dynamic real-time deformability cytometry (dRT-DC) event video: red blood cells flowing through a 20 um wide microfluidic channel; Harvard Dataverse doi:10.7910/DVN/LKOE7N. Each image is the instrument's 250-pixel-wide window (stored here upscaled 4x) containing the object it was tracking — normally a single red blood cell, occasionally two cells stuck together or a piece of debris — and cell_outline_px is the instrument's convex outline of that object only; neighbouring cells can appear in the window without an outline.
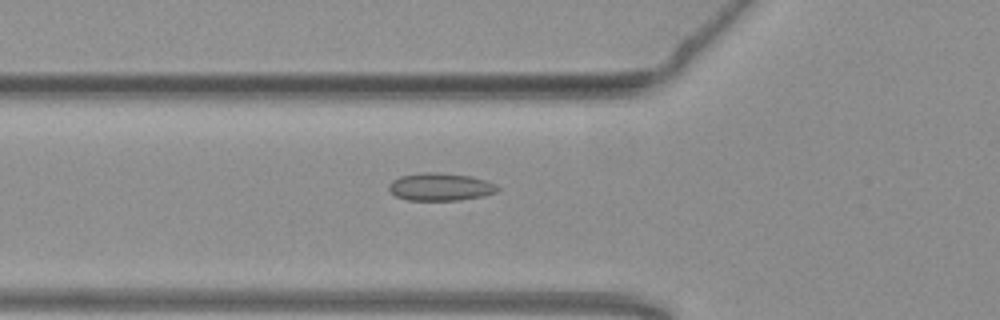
{"species": "common noctule bat (a hibernating species)", "species_latin": "Nyctalus noctula", "temperature_condition": "warm", "stored_images_in_passage": 54, "camera_frame_rate_fps": 3000, "um_per_image_px": 0.085, "animal": {"sex": "female", "body_mass_g": 19.3, "forearm_length_mm": 54.1}, "frame": {"image": 1, "passage_image": 19, "time_ms": 6.0, "image_size_px": [1000, 320], "cell_outline_px": [[500, 188], [496, 192], [484, 196], [460, 200], [408, 200], [396, 196], [388, 188], [388, 184], [392, 180], [400, 176], [420, 172], [436, 172], [468, 176], [484, 180], [496, 184]], "centroid_in_image_um": [37.42, 15.88], "position_along_channel_um": 88.4, "area_um2": 17.51}}
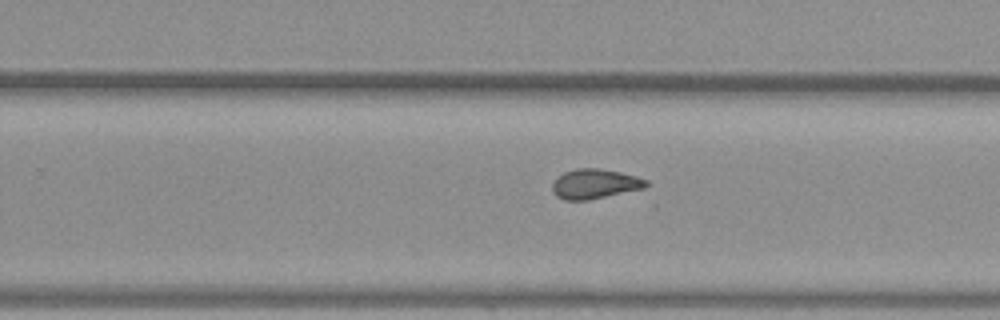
{"frame": {"image": 2, "passage_image": 34, "time_ms": 11.0, "image_size_px": [1000, 320], "cell_outline_px": [[648, 184], [644, 188], [588, 200], [564, 200], [556, 196], [552, 192], [552, 184], [564, 172], [576, 168], [600, 168], [620, 172], [636, 176], [648, 180]], "centroid_in_image_um": [50.55, 15.63], "position_along_channel_um": 279.2, "area_um2": 16.18}}
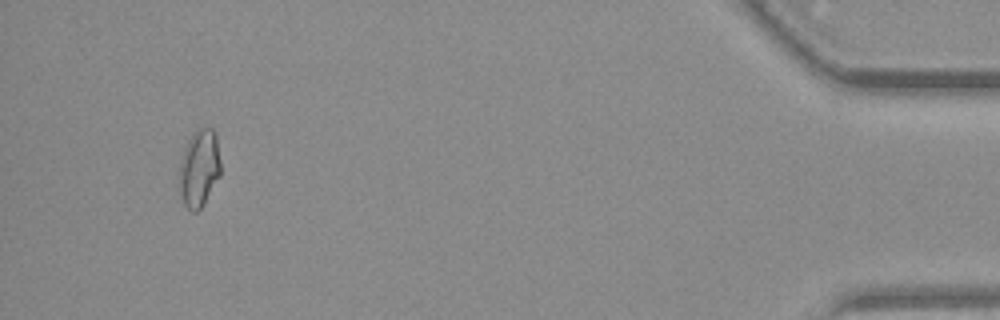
{"frame": {"image": 3, "passage_image": 51, "time_ms": 16.667, "image_size_px": [1000, 320], "cell_outline_px": [[220, 176], [204, 204], [196, 212], [192, 212], [184, 204], [180, 192], [180, 160], [188, 140], [196, 128], [212, 128], [216, 132], [220, 160]], "centroid_in_image_um": [16.95, 14.28], "position_along_channel_um": 418.2, "area_um2": 18.67}, "authors_computed_cell_mechanics": {"area_um2": 17.051, "velocity_mm_per_s": 3.8102, "shape_relaxation_time_tau1_ms": null, "shape_relaxation_time_tau2_ms": 1.8373, "deformation_change_tau1": null, "deformation_change_tau2": 0.0804}}